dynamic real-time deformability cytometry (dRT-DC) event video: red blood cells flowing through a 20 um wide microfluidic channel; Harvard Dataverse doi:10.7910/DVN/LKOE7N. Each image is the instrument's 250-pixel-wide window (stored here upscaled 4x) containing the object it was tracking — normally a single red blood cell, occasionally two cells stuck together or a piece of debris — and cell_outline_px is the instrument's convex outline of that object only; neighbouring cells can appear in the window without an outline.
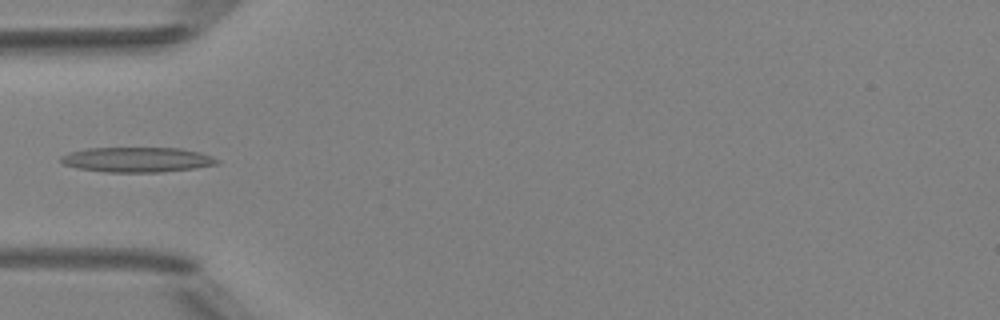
{"species": "Egyptian fruit bat (a non-hibernating species)", "species_latin": "Rousettus aegyptiacus", "temperature_condition": "room temperature", "stored_images_in_passage": 3, "camera_frame_rate_fps": 3000, "um_per_image_px": 0.085, "animal": {"sex": "female"}, "frame": {"image": 1, "passage_image": 3, "time_ms": 2.333, "image_size_px": [1000, 320], "cell_outline_px": [[220, 164], [192, 168], [160, 172], [104, 172], [76, 168], [64, 164], [60, 160], [60, 156], [68, 152], [88, 148], [180, 148], [200, 152], [212, 156], [220, 160]], "centroid_in_image_um": [11.65, 13.57], "position_along_channel_um": 73.4, "area_um2": 22.83}}